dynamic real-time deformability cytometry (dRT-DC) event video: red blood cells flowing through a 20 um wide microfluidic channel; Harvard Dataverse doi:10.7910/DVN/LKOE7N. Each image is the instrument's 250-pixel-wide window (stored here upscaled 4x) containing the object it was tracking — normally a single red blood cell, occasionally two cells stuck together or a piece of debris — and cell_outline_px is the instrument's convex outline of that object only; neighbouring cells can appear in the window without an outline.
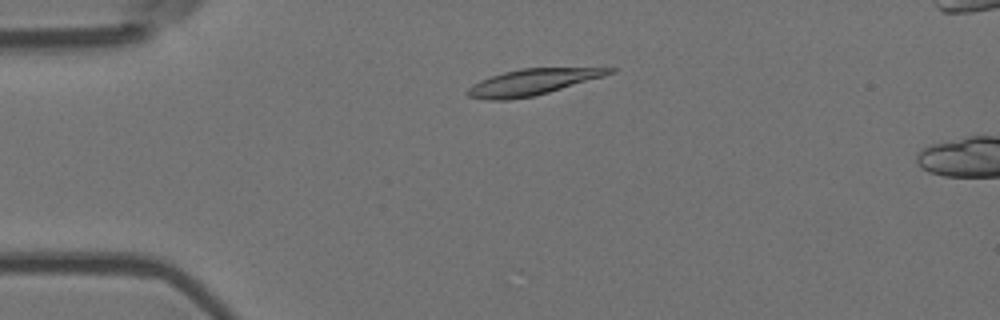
{"species": "Egyptian fruit bat (a non-hibernating species)", "species_latin": "Rousettus aegyptiacus", "temperature_condition": "room temperature", "stored_images_in_passage": 2, "camera_frame_rate_fps": 3000, "um_per_image_px": 0.085, "animal": {"sex": "female"}, "frame": {"image": 1, "passage_image": 1, "time_ms": 0.0, "image_size_px": [1000, 320], "cell_outline_px": [[616, 72], [604, 76], [548, 92], [532, 96], [508, 100], [488, 100], [468, 96], [464, 92], [472, 84], [480, 80], [504, 72], [520, 68], [616, 68]], "centroid_in_image_um": [45.21, 6.98], "position_along_channel_um": 39.8, "area_um2": 21.33}}